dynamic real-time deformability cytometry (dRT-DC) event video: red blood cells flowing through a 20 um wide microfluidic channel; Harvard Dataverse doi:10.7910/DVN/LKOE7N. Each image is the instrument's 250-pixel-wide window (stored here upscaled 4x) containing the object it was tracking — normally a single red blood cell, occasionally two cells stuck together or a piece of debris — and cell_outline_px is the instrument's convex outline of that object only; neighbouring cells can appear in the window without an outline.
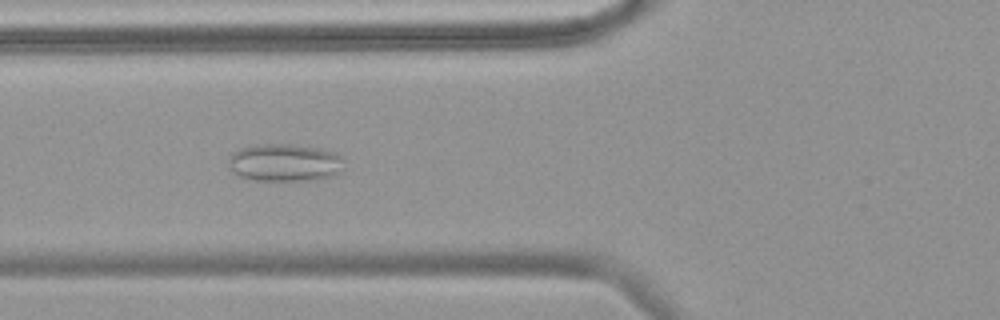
{"species": "common noctule bat (a hibernating species)", "species_latin": "Nyctalus noctula", "temperature_condition": "warm", "stored_images_in_passage": 57, "camera_frame_rate_fps": 3000, "um_per_image_px": 0.085, "animal": {"sex": "female", "body_mass_g": 18.4}, "frame": {"image": 1, "passage_image": 23, "time_ms": 7.333, "image_size_px": [1000, 320], "cell_outline_px": [[344, 160], [340, 172], [332, 176], [312, 180], [252, 180], [240, 176], [232, 172], [228, 160], [232, 152], [240, 148], [256, 144], [292, 144], [320, 148], [336, 152], [344, 156]], "centroid_in_image_um": [24.21, 13.81], "position_along_channel_um": 101.6, "area_um2": 25.61}}
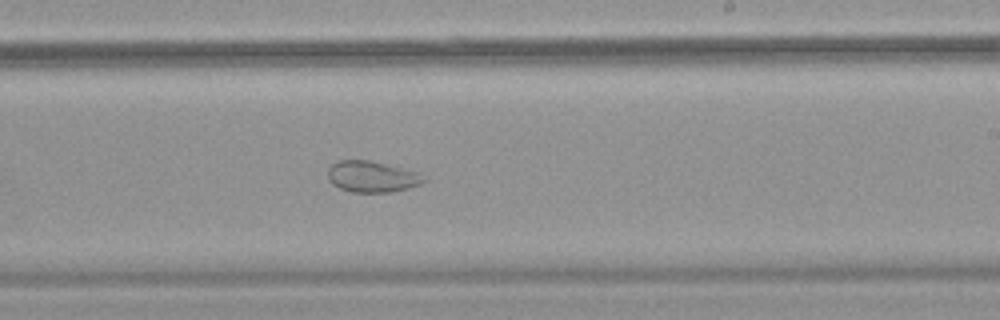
{"frame": {"image": 2, "passage_image": 36, "time_ms": 11.667, "image_size_px": [1000, 320], "cell_outline_px": [[428, 180], [420, 184], [408, 188], [392, 192], [352, 192], [340, 188], [332, 184], [328, 180], [328, 168], [336, 160], [368, 160], [420, 172], [428, 176]], "centroid_in_image_um": [31.65, 15.01], "position_along_channel_um": 257.3, "area_um2": 17.69}}
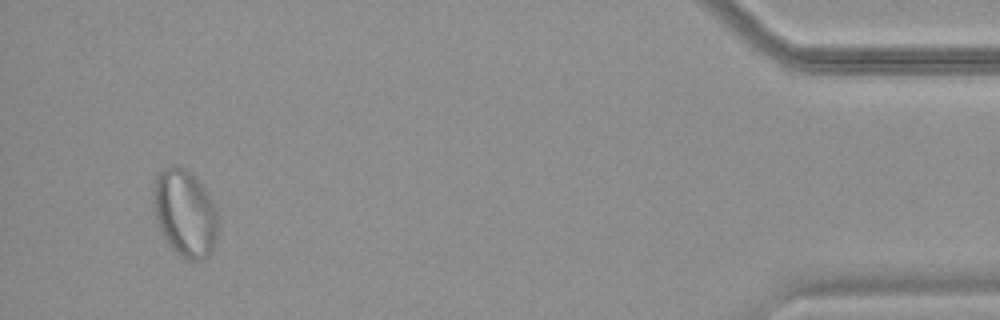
{"frame": {"image": 3, "passage_image": 55, "time_ms": 18.0, "image_size_px": [1000, 320], "cell_outline_px": [[216, 244], [212, 252], [204, 260], [188, 260], [180, 256], [172, 248], [164, 236], [156, 220], [152, 200], [156, 176], [164, 168], [176, 164], [192, 172], [196, 176], [204, 188], [216, 208]], "centroid_in_image_um": [15.72, 18.11], "position_along_channel_um": 419.5, "area_um2": 32.83}}